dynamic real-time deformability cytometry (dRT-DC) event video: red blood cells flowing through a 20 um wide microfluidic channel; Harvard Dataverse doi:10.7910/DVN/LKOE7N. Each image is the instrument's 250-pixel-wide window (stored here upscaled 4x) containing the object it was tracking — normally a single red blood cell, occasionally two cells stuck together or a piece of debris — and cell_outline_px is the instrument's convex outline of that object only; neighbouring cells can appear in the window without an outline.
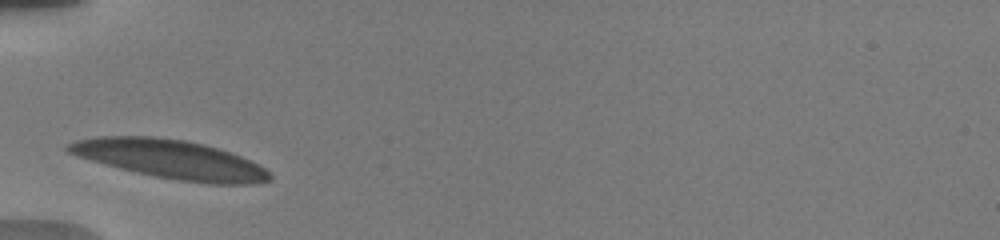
{"species": "human", "species_latin": "Homo sapiens", "temperature_condition": "warm", "stored_images_in_passage": 3, "camera_frame_rate_fps": 3000, "um_per_image_px": 0.085, "donor": {"sex": "male"}, "frame": {"image": 1, "passage_image": 1, "time_ms": 0.0, "image_size_px": [1000, 240], "cell_outline_px": [[272, 180], [256, 184], [208, 184], [180, 180], [156, 176], [136, 172], [104, 164], [76, 156], [68, 152], [64, 148], [64, 144], [76, 140], [96, 136], [152, 136], [184, 140], [204, 144], [240, 156], [264, 168], [272, 176]], "centroid_in_image_um": [14.44, 13.53], "position_along_channel_um": 70.6, "area_um2": 45.37}}
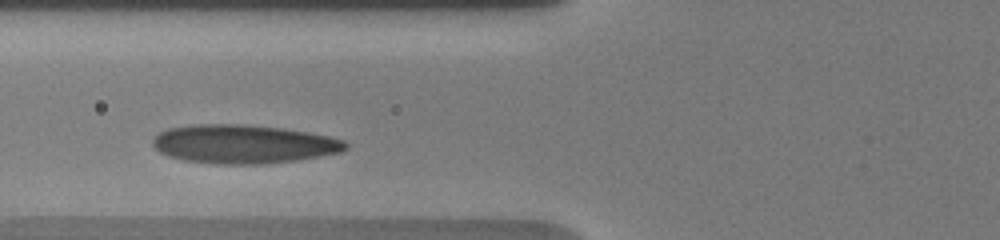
{"frame": {"image": 2, "passage_image": 2, "time_ms": 1.0, "image_size_px": [1000, 240], "cell_outline_px": [[348, 148], [340, 152], [296, 160], [268, 164], [216, 164], [184, 160], [168, 156], [160, 152], [152, 144], [152, 140], [160, 132], [168, 128], [192, 124], [240, 124], [280, 128], [308, 132], [328, 136], [344, 140], [348, 144]], "centroid_in_image_um": [20.68, 12.25], "position_along_channel_um": 105.1, "area_um2": 43.47}}